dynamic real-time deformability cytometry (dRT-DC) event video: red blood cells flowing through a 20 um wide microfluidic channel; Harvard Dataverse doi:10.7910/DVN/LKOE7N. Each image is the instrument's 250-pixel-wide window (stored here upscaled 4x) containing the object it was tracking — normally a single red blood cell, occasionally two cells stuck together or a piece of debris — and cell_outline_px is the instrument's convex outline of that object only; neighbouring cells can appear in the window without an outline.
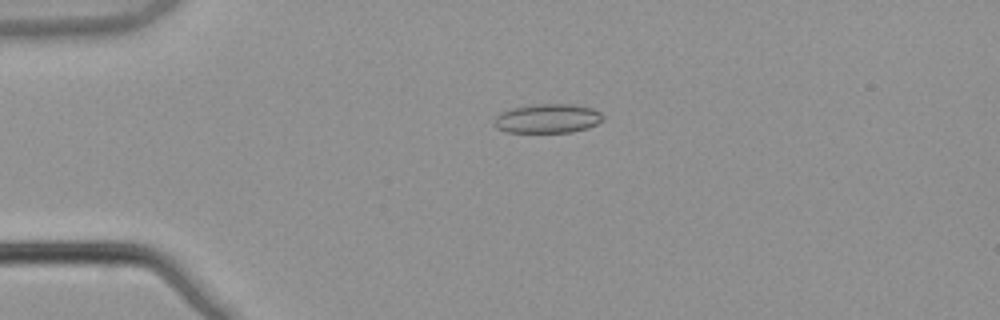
{"species": "common noctule bat (a hibernating species)", "species_latin": "Nyctalus noctula", "temperature_condition": "warm", "stored_images_in_passage": 1, "camera_frame_rate_fps": 3000, "um_per_image_px": 0.085, "animal": {"sex": "male", "body_mass_g": 21.5, "forearm_length_mm": 52.0}, "frame": {"image": 1, "passage_image": 1, "time_ms": 0.0, "image_size_px": [1000, 320], "cell_outline_px": [[604, 120], [588, 128], [572, 132], [508, 132], [496, 128], [492, 124], [496, 116], [500, 112], [512, 108], [536, 104], [572, 104], [592, 108], [600, 112], [604, 116]], "centroid_in_image_um": [46.54, 10.07], "position_along_channel_um": 38.5, "area_um2": 18.61}}